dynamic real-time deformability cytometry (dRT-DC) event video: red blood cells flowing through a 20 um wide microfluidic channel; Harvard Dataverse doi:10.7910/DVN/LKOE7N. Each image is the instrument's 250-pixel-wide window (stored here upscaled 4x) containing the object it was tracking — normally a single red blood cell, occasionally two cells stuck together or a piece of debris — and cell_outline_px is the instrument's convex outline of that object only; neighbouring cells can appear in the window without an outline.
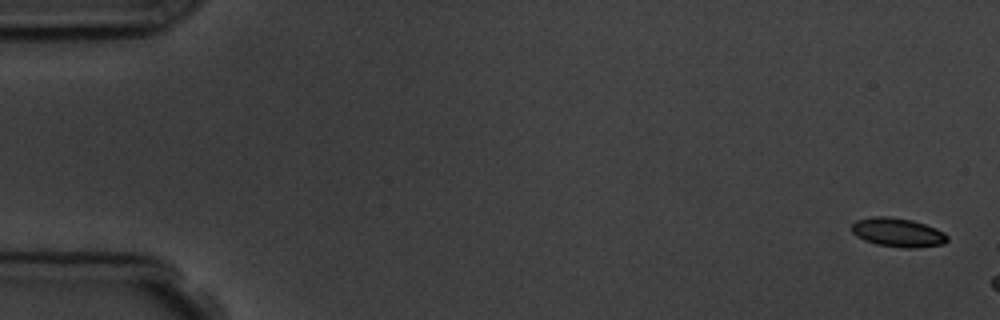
{"species": "common noctule bat (a hibernating species)", "species_latin": "Nyctalus noctula", "temperature_condition": "room temperature", "stored_images_in_passage": 3, "camera_frame_rate_fps": 3000, "um_per_image_px": 0.085, "animal": {"sex": "male", "body_mass_g": 19.5, "forearm_length_mm": 54.6}, "frame": {"image": 1, "passage_image": 1, "time_ms": 0.0, "image_size_px": [1000, 320], "cell_outline_px": [[948, 240], [944, 244], [916, 248], [904, 248], [876, 244], [864, 240], [856, 236], [852, 232], [852, 224], [856, 220], [872, 216], [888, 216], [912, 220], [936, 228], [944, 232], [948, 236]], "centroid_in_image_um": [76.32, 19.76], "position_along_channel_um": 8.7, "area_um2": 16.24}}